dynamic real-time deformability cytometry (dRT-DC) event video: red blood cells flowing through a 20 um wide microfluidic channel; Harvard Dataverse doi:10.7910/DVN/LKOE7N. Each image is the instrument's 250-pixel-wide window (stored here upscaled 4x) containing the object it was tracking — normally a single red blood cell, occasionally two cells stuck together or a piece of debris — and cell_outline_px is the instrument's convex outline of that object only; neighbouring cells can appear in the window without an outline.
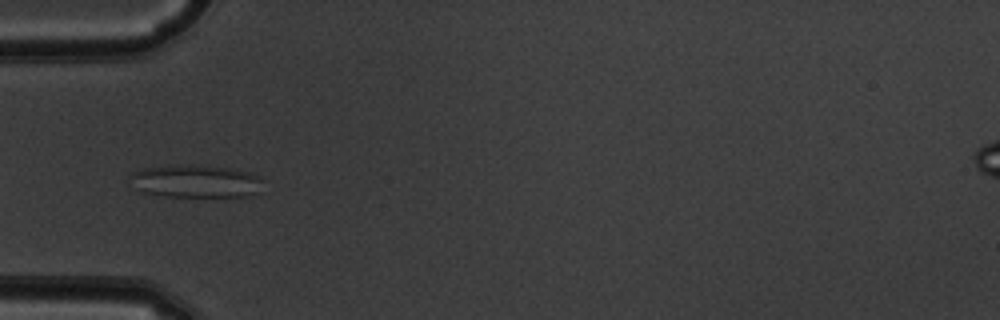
{"species": "common noctule bat (a hibernating species)", "species_latin": "Nyctalus noctula", "temperature_condition": "warm", "stored_images_in_passage": 37, "camera_frame_rate_fps": 3000, "um_per_image_px": 0.085, "animal": {"sex": "male", "body_mass_g": 19.5, "forearm_length_mm": 54.6}, "frame": {"image": 1, "passage_image": 3, "time_ms": 0.667, "image_size_px": [1000, 320], "cell_outline_px": [[260, 192], [252, 196], [164, 196], [144, 192], [136, 188], [128, 176], [132, 172], [144, 168], [168, 164], [196, 164], [228, 168], [248, 172], [260, 176]], "centroid_in_image_um": [16.61, 15.38], "position_along_channel_um": 68.4, "area_um2": 25.61}}
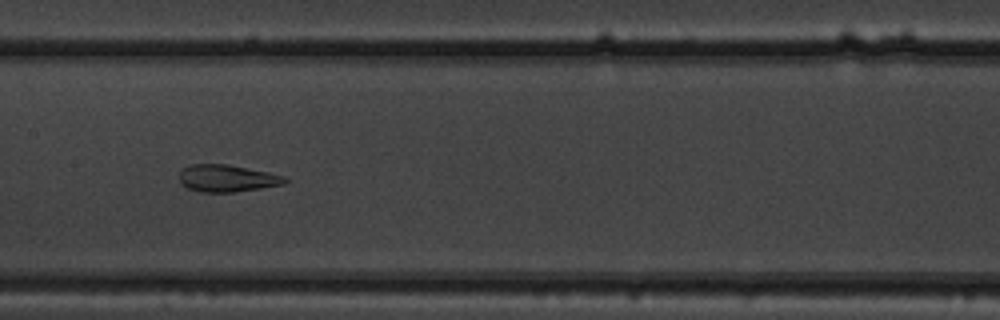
{"frame": {"image": 2, "passage_image": 12, "time_ms": 3.667, "image_size_px": [1000, 320], "cell_outline_px": [[288, 180], [284, 184], [236, 192], [200, 192], [188, 188], [180, 184], [180, 172], [188, 164], [228, 164], [268, 172], [284, 176]], "centroid_in_image_um": [19.28, 15.15], "position_along_channel_um": 188.1, "area_um2": 16.7}}
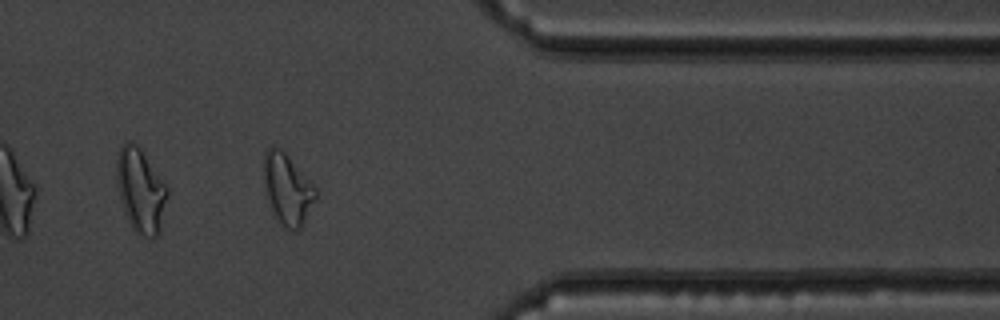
{"frame": {"image": 3, "passage_image": 28, "time_ms": 9.0, "image_size_px": [1000, 320], "cell_outline_px": [[316, 196], [304, 224], [296, 232], [280, 224], [272, 216], [264, 184], [264, 152], [272, 144], [276, 144], [288, 156], [316, 188]], "centroid_in_image_um": [24.4, 16.09], "position_along_channel_um": 387.0, "area_um2": 21.5}, "authors_computed_cell_mechanics": {"area_um2": 18.0336, "velocity_mm_per_s": 3.9966, "shape_relaxation_time_tau1_ms": null, "shape_relaxation_time_tau2_ms": 1.5029, "deformation_change_tau1": null, "deformation_change_tau2": 0.1009}}